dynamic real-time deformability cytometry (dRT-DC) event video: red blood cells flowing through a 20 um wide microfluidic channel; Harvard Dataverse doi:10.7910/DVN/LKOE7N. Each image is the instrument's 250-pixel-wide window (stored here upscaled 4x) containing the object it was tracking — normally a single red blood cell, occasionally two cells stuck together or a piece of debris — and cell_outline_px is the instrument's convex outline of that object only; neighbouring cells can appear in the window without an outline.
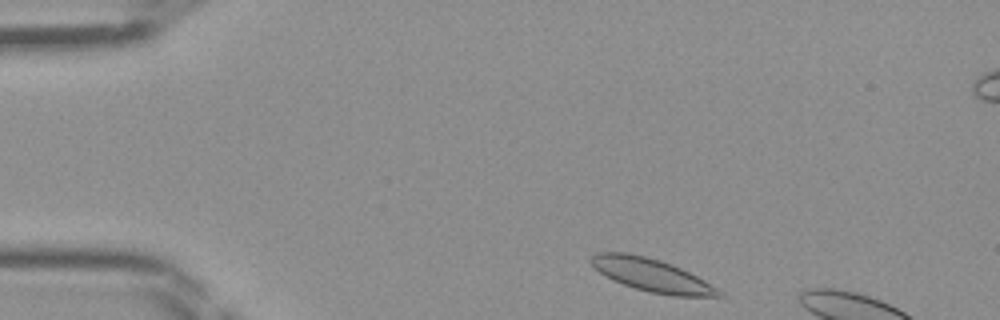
{"species": "Egyptian fruit bat (a non-hibernating species)", "species_latin": "Rousettus aegyptiacus", "temperature_condition": "room temperature", "stored_images_in_passage": 6, "camera_frame_rate_fps": 3000, "um_per_image_px": 0.085, "frame": {"image": 1, "passage_image": 1, "time_ms": 0.0, "image_size_px": [1000, 320], "cell_outline_px": [[724, 296], [672, 296], [648, 292], [624, 284], [604, 276], [588, 260], [596, 252], [628, 252], [660, 260], [672, 264], [704, 280], [716, 288]], "centroid_in_image_um": [55.35, 23.37], "position_along_channel_um": 29.7, "area_um2": 24.22}}